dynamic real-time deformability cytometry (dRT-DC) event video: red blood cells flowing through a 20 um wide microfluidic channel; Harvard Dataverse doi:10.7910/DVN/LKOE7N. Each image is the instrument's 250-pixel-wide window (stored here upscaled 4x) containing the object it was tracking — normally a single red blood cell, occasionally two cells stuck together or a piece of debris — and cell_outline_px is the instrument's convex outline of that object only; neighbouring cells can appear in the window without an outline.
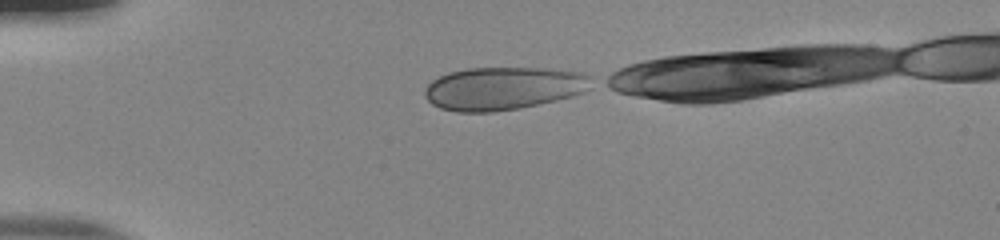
{"species": "human", "species_latin": "Homo sapiens", "temperature_condition": "room temperature", "stored_images_in_passage": 34, "camera_frame_rate_fps": 3000, "um_per_image_px": 0.085, "donor": {"sex": "male"}, "frame": {"image": 1, "passage_image": 1, "time_ms": 0.0, "image_size_px": [1000, 240], "cell_outline_px": [[588, 76], [580, 92], [572, 96], [556, 100], [520, 108], [492, 112], [456, 112], [440, 108], [432, 104], [424, 96], [424, 88], [432, 80], [440, 76], [452, 72], [468, 68], [540, 68], [580, 72]], "centroid_in_image_um": [42.63, 7.52], "position_along_channel_um": 42.4, "area_um2": 40.92}}
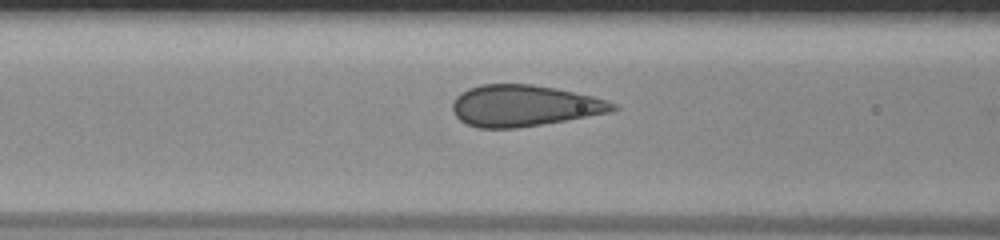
{"frame": {"image": 2, "passage_image": 10, "time_ms": 3.0, "image_size_px": [1000, 240], "cell_outline_px": [[620, 108], [612, 112], [516, 128], [480, 128], [468, 124], [460, 120], [452, 112], [452, 104], [456, 96], [460, 92], [468, 88], [480, 84], [532, 84], [556, 88], [592, 96], [616, 104]], "centroid_in_image_um": [44.52, 8.97], "position_along_channel_um": 122.1, "area_um2": 38.49}}
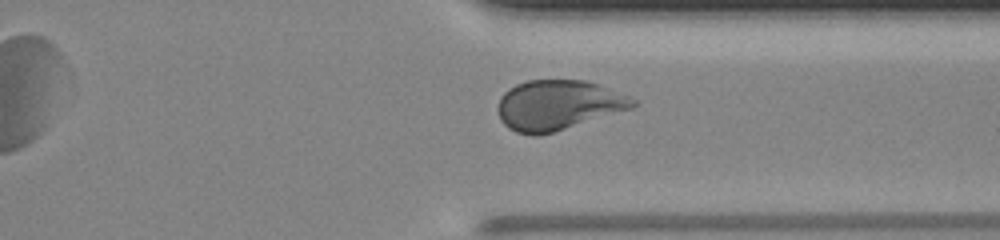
{"frame": {"image": 3, "passage_image": 29, "time_ms": 9.333, "image_size_px": [1000, 240], "cell_outline_px": [[636, 104], [632, 108], [552, 132], [536, 136], [532, 136], [516, 132], [508, 128], [500, 120], [496, 108], [500, 96], [508, 88], [516, 84], [528, 80], [584, 80], [596, 84], [628, 96], [636, 100]], "centroid_in_image_um": [47.36, 8.93], "position_along_channel_um": 364.0, "area_um2": 39.02}, "authors_computed_cell_mechanics": {"area_um2": 38.5526, "velocity_mm_per_s": 3.8221, "shape_relaxation_time_tau1_ms": 6.1306, "shape_relaxation_time_tau2_ms": null, "deformation_change_tau1": 0.1457, "deformation_change_tau2": null}}